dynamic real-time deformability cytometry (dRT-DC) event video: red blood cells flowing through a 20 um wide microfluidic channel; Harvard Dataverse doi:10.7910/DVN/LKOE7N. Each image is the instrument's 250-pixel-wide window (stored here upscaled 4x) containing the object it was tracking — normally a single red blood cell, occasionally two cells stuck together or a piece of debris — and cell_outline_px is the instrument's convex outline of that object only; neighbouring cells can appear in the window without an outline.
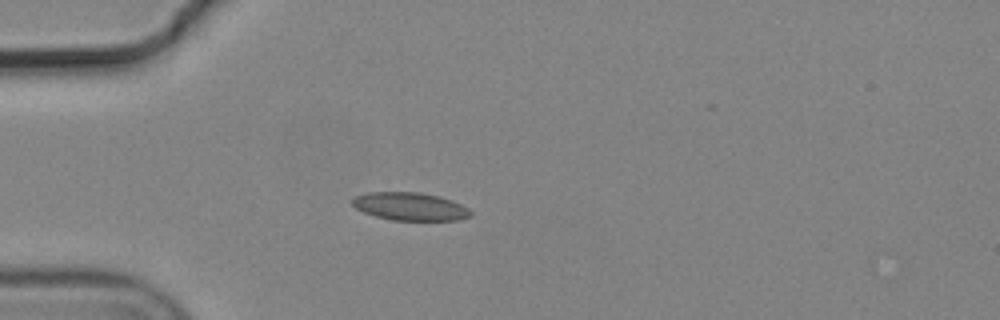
{"species": "common noctule bat (a hibernating species)", "species_latin": "Nyctalus noctula", "temperature_condition": "cold", "stored_images_in_passage": 4, "camera_frame_rate_fps": 3000, "um_per_image_px": 0.085, "animal": {"sex": "male", "body_mass_g": 19.2, "forearm_length_mm": 51.8}, "frame": {"image": 1, "passage_image": 4, "time_ms": 1.0, "image_size_px": [1000, 320], "cell_outline_px": [[472, 216], [460, 220], [392, 220], [376, 216], [364, 212], [356, 208], [352, 204], [352, 200], [356, 196], [368, 192], [420, 192], [440, 196], [452, 200], [468, 208], [472, 212]], "centroid_in_image_um": [34.89, 17.55], "position_along_channel_um": 50.1, "area_um2": 19.31}}